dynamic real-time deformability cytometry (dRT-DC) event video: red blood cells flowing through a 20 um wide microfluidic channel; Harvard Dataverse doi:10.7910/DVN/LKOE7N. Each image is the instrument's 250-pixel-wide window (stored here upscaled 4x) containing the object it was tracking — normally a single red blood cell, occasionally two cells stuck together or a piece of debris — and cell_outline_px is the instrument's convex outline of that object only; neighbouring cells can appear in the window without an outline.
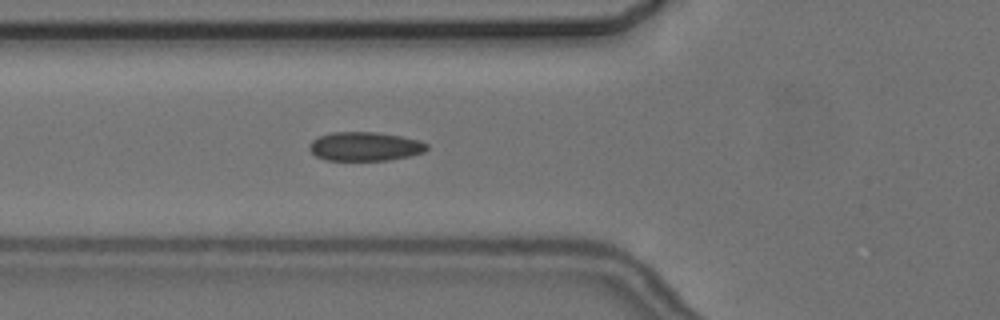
{"species": "common noctule bat (a hibernating species)", "species_latin": "Nyctalus noctula", "temperature_condition": "cold", "stored_images_in_passage": 2, "camera_frame_rate_fps": 3000, "um_per_image_px": 0.085, "animal": {"sex": "female", "body_mass_g": 24.6, "forearm_length_mm": 56.2}, "frame": {"image": 1, "passage_image": 2, "time_ms": 1.0, "image_size_px": [1000, 320], "cell_outline_px": [[428, 148], [424, 152], [408, 156], [388, 160], [328, 160], [316, 156], [308, 148], [308, 144], [312, 140], [320, 136], [332, 132], [376, 132], [400, 136], [420, 140], [428, 144]], "centroid_in_image_um": [31.02, 12.44], "position_along_channel_um": 94.8, "area_um2": 19.77}}